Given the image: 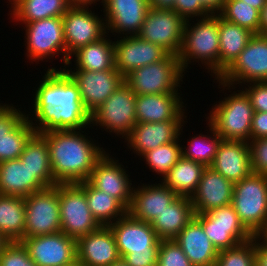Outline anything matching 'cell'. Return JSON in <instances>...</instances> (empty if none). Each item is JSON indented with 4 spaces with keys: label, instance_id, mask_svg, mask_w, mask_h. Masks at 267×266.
<instances>
[{
    "label": "cell",
    "instance_id": "1",
    "mask_svg": "<svg viewBox=\"0 0 267 266\" xmlns=\"http://www.w3.org/2000/svg\"><path fill=\"white\" fill-rule=\"evenodd\" d=\"M42 79L31 103L34 117L31 119L30 114H26L34 131L46 133L90 128V113L83 106L80 90L73 79L61 67L60 70L48 68Z\"/></svg>",
    "mask_w": 267,
    "mask_h": 266
},
{
    "label": "cell",
    "instance_id": "2",
    "mask_svg": "<svg viewBox=\"0 0 267 266\" xmlns=\"http://www.w3.org/2000/svg\"><path fill=\"white\" fill-rule=\"evenodd\" d=\"M40 134L48 143L50 164L56 184L87 181L97 161L106 153L103 147H99L98 142L94 143L82 129L52 130Z\"/></svg>",
    "mask_w": 267,
    "mask_h": 266
},
{
    "label": "cell",
    "instance_id": "3",
    "mask_svg": "<svg viewBox=\"0 0 267 266\" xmlns=\"http://www.w3.org/2000/svg\"><path fill=\"white\" fill-rule=\"evenodd\" d=\"M191 26L185 21L183 40L178 58L185 74L188 64L201 61L215 79L219 77V14L197 18ZM197 59V60H196ZM193 60V61H192Z\"/></svg>",
    "mask_w": 267,
    "mask_h": 266
},
{
    "label": "cell",
    "instance_id": "4",
    "mask_svg": "<svg viewBox=\"0 0 267 266\" xmlns=\"http://www.w3.org/2000/svg\"><path fill=\"white\" fill-rule=\"evenodd\" d=\"M231 205L253 236L267 233V175L254 174L233 186Z\"/></svg>",
    "mask_w": 267,
    "mask_h": 266
},
{
    "label": "cell",
    "instance_id": "5",
    "mask_svg": "<svg viewBox=\"0 0 267 266\" xmlns=\"http://www.w3.org/2000/svg\"><path fill=\"white\" fill-rule=\"evenodd\" d=\"M233 91L213 105L208 121L223 140L250 141L254 108L243 90Z\"/></svg>",
    "mask_w": 267,
    "mask_h": 266
},
{
    "label": "cell",
    "instance_id": "6",
    "mask_svg": "<svg viewBox=\"0 0 267 266\" xmlns=\"http://www.w3.org/2000/svg\"><path fill=\"white\" fill-rule=\"evenodd\" d=\"M183 73L178 56L169 54L162 61L134 69L124 82L136 95L178 93Z\"/></svg>",
    "mask_w": 267,
    "mask_h": 266
},
{
    "label": "cell",
    "instance_id": "7",
    "mask_svg": "<svg viewBox=\"0 0 267 266\" xmlns=\"http://www.w3.org/2000/svg\"><path fill=\"white\" fill-rule=\"evenodd\" d=\"M214 80H217L218 86L221 85L219 88H223V91L235 89L234 85L237 84L242 86L247 83V86L252 82H267V37L265 34H254L234 62Z\"/></svg>",
    "mask_w": 267,
    "mask_h": 266
},
{
    "label": "cell",
    "instance_id": "8",
    "mask_svg": "<svg viewBox=\"0 0 267 266\" xmlns=\"http://www.w3.org/2000/svg\"><path fill=\"white\" fill-rule=\"evenodd\" d=\"M135 106L136 94L124 82L90 114V126L125 138L137 123Z\"/></svg>",
    "mask_w": 267,
    "mask_h": 266
},
{
    "label": "cell",
    "instance_id": "9",
    "mask_svg": "<svg viewBox=\"0 0 267 266\" xmlns=\"http://www.w3.org/2000/svg\"><path fill=\"white\" fill-rule=\"evenodd\" d=\"M61 231L78 239L95 231L101 225L93 217L85 196L78 184H58Z\"/></svg>",
    "mask_w": 267,
    "mask_h": 266
},
{
    "label": "cell",
    "instance_id": "10",
    "mask_svg": "<svg viewBox=\"0 0 267 266\" xmlns=\"http://www.w3.org/2000/svg\"><path fill=\"white\" fill-rule=\"evenodd\" d=\"M25 201V237L61 231L58 184L31 193Z\"/></svg>",
    "mask_w": 267,
    "mask_h": 266
},
{
    "label": "cell",
    "instance_id": "11",
    "mask_svg": "<svg viewBox=\"0 0 267 266\" xmlns=\"http://www.w3.org/2000/svg\"><path fill=\"white\" fill-rule=\"evenodd\" d=\"M89 9V6L71 5L62 17L66 64L77 49L109 35L105 18L95 15Z\"/></svg>",
    "mask_w": 267,
    "mask_h": 266
},
{
    "label": "cell",
    "instance_id": "12",
    "mask_svg": "<svg viewBox=\"0 0 267 266\" xmlns=\"http://www.w3.org/2000/svg\"><path fill=\"white\" fill-rule=\"evenodd\" d=\"M194 217L218 251L235 247L254 237L241 223L231 204L195 214Z\"/></svg>",
    "mask_w": 267,
    "mask_h": 266
},
{
    "label": "cell",
    "instance_id": "13",
    "mask_svg": "<svg viewBox=\"0 0 267 266\" xmlns=\"http://www.w3.org/2000/svg\"><path fill=\"white\" fill-rule=\"evenodd\" d=\"M26 55L39 63L45 58H52L62 53L64 67L66 66V45L62 17H51L26 23L25 27Z\"/></svg>",
    "mask_w": 267,
    "mask_h": 266
},
{
    "label": "cell",
    "instance_id": "14",
    "mask_svg": "<svg viewBox=\"0 0 267 266\" xmlns=\"http://www.w3.org/2000/svg\"><path fill=\"white\" fill-rule=\"evenodd\" d=\"M184 25L185 20L174 10L150 7L137 35L160 46L169 54L178 56L182 46Z\"/></svg>",
    "mask_w": 267,
    "mask_h": 266
},
{
    "label": "cell",
    "instance_id": "15",
    "mask_svg": "<svg viewBox=\"0 0 267 266\" xmlns=\"http://www.w3.org/2000/svg\"><path fill=\"white\" fill-rule=\"evenodd\" d=\"M21 242L37 266H66L77 260L76 239L62 231L25 237Z\"/></svg>",
    "mask_w": 267,
    "mask_h": 266
},
{
    "label": "cell",
    "instance_id": "16",
    "mask_svg": "<svg viewBox=\"0 0 267 266\" xmlns=\"http://www.w3.org/2000/svg\"><path fill=\"white\" fill-rule=\"evenodd\" d=\"M62 68L78 85L83 106L91 114L124 83V77L117 69L87 71Z\"/></svg>",
    "mask_w": 267,
    "mask_h": 266
},
{
    "label": "cell",
    "instance_id": "17",
    "mask_svg": "<svg viewBox=\"0 0 267 266\" xmlns=\"http://www.w3.org/2000/svg\"><path fill=\"white\" fill-rule=\"evenodd\" d=\"M109 227L121 258L129 253H158L160 238L151 223L136 220L127 213Z\"/></svg>",
    "mask_w": 267,
    "mask_h": 266
},
{
    "label": "cell",
    "instance_id": "18",
    "mask_svg": "<svg viewBox=\"0 0 267 266\" xmlns=\"http://www.w3.org/2000/svg\"><path fill=\"white\" fill-rule=\"evenodd\" d=\"M11 105L5 103L0 108V163L20 158L25 144L35 133L26 113Z\"/></svg>",
    "mask_w": 267,
    "mask_h": 266
},
{
    "label": "cell",
    "instance_id": "19",
    "mask_svg": "<svg viewBox=\"0 0 267 266\" xmlns=\"http://www.w3.org/2000/svg\"><path fill=\"white\" fill-rule=\"evenodd\" d=\"M114 41L115 68L125 77L131 71L164 60L169 53L138 35H123Z\"/></svg>",
    "mask_w": 267,
    "mask_h": 266
},
{
    "label": "cell",
    "instance_id": "20",
    "mask_svg": "<svg viewBox=\"0 0 267 266\" xmlns=\"http://www.w3.org/2000/svg\"><path fill=\"white\" fill-rule=\"evenodd\" d=\"M118 161L106 152L95 164L88 181L95 188L117 199L128 210L134 187H131L132 180Z\"/></svg>",
    "mask_w": 267,
    "mask_h": 266
},
{
    "label": "cell",
    "instance_id": "21",
    "mask_svg": "<svg viewBox=\"0 0 267 266\" xmlns=\"http://www.w3.org/2000/svg\"><path fill=\"white\" fill-rule=\"evenodd\" d=\"M184 119H174L162 122L136 123L134 128L124 138L129 149L141 156L149 150L161 145L175 142L181 132ZM181 129V130H180Z\"/></svg>",
    "mask_w": 267,
    "mask_h": 266
},
{
    "label": "cell",
    "instance_id": "22",
    "mask_svg": "<svg viewBox=\"0 0 267 266\" xmlns=\"http://www.w3.org/2000/svg\"><path fill=\"white\" fill-rule=\"evenodd\" d=\"M101 5L107 31L115 36L137 35L150 8L148 0H103Z\"/></svg>",
    "mask_w": 267,
    "mask_h": 266
},
{
    "label": "cell",
    "instance_id": "23",
    "mask_svg": "<svg viewBox=\"0 0 267 266\" xmlns=\"http://www.w3.org/2000/svg\"><path fill=\"white\" fill-rule=\"evenodd\" d=\"M76 252L77 260L85 266H110L121 258L109 226H100L79 237Z\"/></svg>",
    "mask_w": 267,
    "mask_h": 266
},
{
    "label": "cell",
    "instance_id": "24",
    "mask_svg": "<svg viewBox=\"0 0 267 266\" xmlns=\"http://www.w3.org/2000/svg\"><path fill=\"white\" fill-rule=\"evenodd\" d=\"M234 184L215 171L205 168L196 191L190 197L195 214H203L212 209L230 205Z\"/></svg>",
    "mask_w": 267,
    "mask_h": 266
},
{
    "label": "cell",
    "instance_id": "25",
    "mask_svg": "<svg viewBox=\"0 0 267 266\" xmlns=\"http://www.w3.org/2000/svg\"><path fill=\"white\" fill-rule=\"evenodd\" d=\"M161 183L143 184L133 188V195L127 213L134 219L151 223L177 197L169 187Z\"/></svg>",
    "mask_w": 267,
    "mask_h": 266
},
{
    "label": "cell",
    "instance_id": "26",
    "mask_svg": "<svg viewBox=\"0 0 267 266\" xmlns=\"http://www.w3.org/2000/svg\"><path fill=\"white\" fill-rule=\"evenodd\" d=\"M210 167L233 184L251 175L253 171L248 142L222 139Z\"/></svg>",
    "mask_w": 267,
    "mask_h": 266
},
{
    "label": "cell",
    "instance_id": "27",
    "mask_svg": "<svg viewBox=\"0 0 267 266\" xmlns=\"http://www.w3.org/2000/svg\"><path fill=\"white\" fill-rule=\"evenodd\" d=\"M180 95V92L136 95L137 123L186 119V109H182L185 106Z\"/></svg>",
    "mask_w": 267,
    "mask_h": 266
},
{
    "label": "cell",
    "instance_id": "28",
    "mask_svg": "<svg viewBox=\"0 0 267 266\" xmlns=\"http://www.w3.org/2000/svg\"><path fill=\"white\" fill-rule=\"evenodd\" d=\"M193 266H214L219 251L205 234L201 223L193 219L174 239Z\"/></svg>",
    "mask_w": 267,
    "mask_h": 266
},
{
    "label": "cell",
    "instance_id": "29",
    "mask_svg": "<svg viewBox=\"0 0 267 266\" xmlns=\"http://www.w3.org/2000/svg\"><path fill=\"white\" fill-rule=\"evenodd\" d=\"M42 189L19 158L0 163V194L25 198Z\"/></svg>",
    "mask_w": 267,
    "mask_h": 266
},
{
    "label": "cell",
    "instance_id": "30",
    "mask_svg": "<svg viewBox=\"0 0 267 266\" xmlns=\"http://www.w3.org/2000/svg\"><path fill=\"white\" fill-rule=\"evenodd\" d=\"M19 159L44 188L56 185L50 164V150L42 134L35 132L30 137Z\"/></svg>",
    "mask_w": 267,
    "mask_h": 266
},
{
    "label": "cell",
    "instance_id": "31",
    "mask_svg": "<svg viewBox=\"0 0 267 266\" xmlns=\"http://www.w3.org/2000/svg\"><path fill=\"white\" fill-rule=\"evenodd\" d=\"M194 215L190 198L178 196L160 215H157L151 225L160 240H172Z\"/></svg>",
    "mask_w": 267,
    "mask_h": 266
},
{
    "label": "cell",
    "instance_id": "32",
    "mask_svg": "<svg viewBox=\"0 0 267 266\" xmlns=\"http://www.w3.org/2000/svg\"><path fill=\"white\" fill-rule=\"evenodd\" d=\"M107 35L102 39L89 43L73 52L65 66L70 67L73 56L75 57V70L106 71L115 68L114 41L107 39ZM72 56V57H71ZM69 65V66H67Z\"/></svg>",
    "mask_w": 267,
    "mask_h": 266
},
{
    "label": "cell",
    "instance_id": "33",
    "mask_svg": "<svg viewBox=\"0 0 267 266\" xmlns=\"http://www.w3.org/2000/svg\"><path fill=\"white\" fill-rule=\"evenodd\" d=\"M254 33L219 15V76L234 62Z\"/></svg>",
    "mask_w": 267,
    "mask_h": 266
},
{
    "label": "cell",
    "instance_id": "34",
    "mask_svg": "<svg viewBox=\"0 0 267 266\" xmlns=\"http://www.w3.org/2000/svg\"><path fill=\"white\" fill-rule=\"evenodd\" d=\"M9 3L12 9L9 11L11 18L15 22H22L21 24L51 17H63L71 6L68 0H10Z\"/></svg>",
    "mask_w": 267,
    "mask_h": 266
},
{
    "label": "cell",
    "instance_id": "35",
    "mask_svg": "<svg viewBox=\"0 0 267 266\" xmlns=\"http://www.w3.org/2000/svg\"><path fill=\"white\" fill-rule=\"evenodd\" d=\"M206 166L181 157L162 182L176 195L190 198L196 191Z\"/></svg>",
    "mask_w": 267,
    "mask_h": 266
},
{
    "label": "cell",
    "instance_id": "36",
    "mask_svg": "<svg viewBox=\"0 0 267 266\" xmlns=\"http://www.w3.org/2000/svg\"><path fill=\"white\" fill-rule=\"evenodd\" d=\"M78 184L85 190L88 207L101 226H109L127 214V209L117 199L95 188L88 180Z\"/></svg>",
    "mask_w": 267,
    "mask_h": 266
},
{
    "label": "cell",
    "instance_id": "37",
    "mask_svg": "<svg viewBox=\"0 0 267 266\" xmlns=\"http://www.w3.org/2000/svg\"><path fill=\"white\" fill-rule=\"evenodd\" d=\"M0 232L10 241L25 238V201L23 197L0 194Z\"/></svg>",
    "mask_w": 267,
    "mask_h": 266
},
{
    "label": "cell",
    "instance_id": "38",
    "mask_svg": "<svg viewBox=\"0 0 267 266\" xmlns=\"http://www.w3.org/2000/svg\"><path fill=\"white\" fill-rule=\"evenodd\" d=\"M209 132L211 134H197L188 142V146L181 145L182 157L188 160L198 162L206 167L211 166L217 153L218 145L222 138L216 132L212 124L207 120ZM184 147V148H183Z\"/></svg>",
    "mask_w": 267,
    "mask_h": 266
},
{
    "label": "cell",
    "instance_id": "39",
    "mask_svg": "<svg viewBox=\"0 0 267 266\" xmlns=\"http://www.w3.org/2000/svg\"><path fill=\"white\" fill-rule=\"evenodd\" d=\"M219 15L254 34H260V11L241 0H225Z\"/></svg>",
    "mask_w": 267,
    "mask_h": 266
},
{
    "label": "cell",
    "instance_id": "40",
    "mask_svg": "<svg viewBox=\"0 0 267 266\" xmlns=\"http://www.w3.org/2000/svg\"><path fill=\"white\" fill-rule=\"evenodd\" d=\"M179 138L175 142L161 145L155 149L149 150L144 153L141 157L146 161L150 170L155 171L159 176H164L171 170V168L178 162L182 157L181 144Z\"/></svg>",
    "mask_w": 267,
    "mask_h": 266
},
{
    "label": "cell",
    "instance_id": "41",
    "mask_svg": "<svg viewBox=\"0 0 267 266\" xmlns=\"http://www.w3.org/2000/svg\"><path fill=\"white\" fill-rule=\"evenodd\" d=\"M256 236L235 247L220 250L214 266H255Z\"/></svg>",
    "mask_w": 267,
    "mask_h": 266
},
{
    "label": "cell",
    "instance_id": "42",
    "mask_svg": "<svg viewBox=\"0 0 267 266\" xmlns=\"http://www.w3.org/2000/svg\"><path fill=\"white\" fill-rule=\"evenodd\" d=\"M156 266H193L174 240H160Z\"/></svg>",
    "mask_w": 267,
    "mask_h": 266
},
{
    "label": "cell",
    "instance_id": "43",
    "mask_svg": "<svg viewBox=\"0 0 267 266\" xmlns=\"http://www.w3.org/2000/svg\"><path fill=\"white\" fill-rule=\"evenodd\" d=\"M0 266H37L21 241L9 242L0 253Z\"/></svg>",
    "mask_w": 267,
    "mask_h": 266
},
{
    "label": "cell",
    "instance_id": "44",
    "mask_svg": "<svg viewBox=\"0 0 267 266\" xmlns=\"http://www.w3.org/2000/svg\"><path fill=\"white\" fill-rule=\"evenodd\" d=\"M248 144L253 173L267 175V138L252 139Z\"/></svg>",
    "mask_w": 267,
    "mask_h": 266
},
{
    "label": "cell",
    "instance_id": "45",
    "mask_svg": "<svg viewBox=\"0 0 267 266\" xmlns=\"http://www.w3.org/2000/svg\"><path fill=\"white\" fill-rule=\"evenodd\" d=\"M185 21L204 18L211 15L201 4L200 0H175L174 9ZM195 17V18H194ZM194 18V19H193Z\"/></svg>",
    "mask_w": 267,
    "mask_h": 266
},
{
    "label": "cell",
    "instance_id": "46",
    "mask_svg": "<svg viewBox=\"0 0 267 266\" xmlns=\"http://www.w3.org/2000/svg\"><path fill=\"white\" fill-rule=\"evenodd\" d=\"M242 90L249 97L254 111L267 112V82H252Z\"/></svg>",
    "mask_w": 267,
    "mask_h": 266
},
{
    "label": "cell",
    "instance_id": "47",
    "mask_svg": "<svg viewBox=\"0 0 267 266\" xmlns=\"http://www.w3.org/2000/svg\"><path fill=\"white\" fill-rule=\"evenodd\" d=\"M158 253H129L123 257L128 266H156Z\"/></svg>",
    "mask_w": 267,
    "mask_h": 266
},
{
    "label": "cell",
    "instance_id": "48",
    "mask_svg": "<svg viewBox=\"0 0 267 266\" xmlns=\"http://www.w3.org/2000/svg\"><path fill=\"white\" fill-rule=\"evenodd\" d=\"M267 138V112H254L250 140Z\"/></svg>",
    "mask_w": 267,
    "mask_h": 266
},
{
    "label": "cell",
    "instance_id": "49",
    "mask_svg": "<svg viewBox=\"0 0 267 266\" xmlns=\"http://www.w3.org/2000/svg\"><path fill=\"white\" fill-rule=\"evenodd\" d=\"M255 266H267V238L265 236H256Z\"/></svg>",
    "mask_w": 267,
    "mask_h": 266
},
{
    "label": "cell",
    "instance_id": "50",
    "mask_svg": "<svg viewBox=\"0 0 267 266\" xmlns=\"http://www.w3.org/2000/svg\"><path fill=\"white\" fill-rule=\"evenodd\" d=\"M202 6L211 14H219L223 8L225 0H200Z\"/></svg>",
    "mask_w": 267,
    "mask_h": 266
},
{
    "label": "cell",
    "instance_id": "51",
    "mask_svg": "<svg viewBox=\"0 0 267 266\" xmlns=\"http://www.w3.org/2000/svg\"><path fill=\"white\" fill-rule=\"evenodd\" d=\"M149 5L155 9H174L175 0H148Z\"/></svg>",
    "mask_w": 267,
    "mask_h": 266
},
{
    "label": "cell",
    "instance_id": "52",
    "mask_svg": "<svg viewBox=\"0 0 267 266\" xmlns=\"http://www.w3.org/2000/svg\"><path fill=\"white\" fill-rule=\"evenodd\" d=\"M267 32V1L263 9L260 11V34Z\"/></svg>",
    "mask_w": 267,
    "mask_h": 266
},
{
    "label": "cell",
    "instance_id": "53",
    "mask_svg": "<svg viewBox=\"0 0 267 266\" xmlns=\"http://www.w3.org/2000/svg\"><path fill=\"white\" fill-rule=\"evenodd\" d=\"M241 1L261 11L265 6L267 0H241Z\"/></svg>",
    "mask_w": 267,
    "mask_h": 266
},
{
    "label": "cell",
    "instance_id": "54",
    "mask_svg": "<svg viewBox=\"0 0 267 266\" xmlns=\"http://www.w3.org/2000/svg\"><path fill=\"white\" fill-rule=\"evenodd\" d=\"M100 0H68L70 5L90 6ZM103 3V0L100 2Z\"/></svg>",
    "mask_w": 267,
    "mask_h": 266
},
{
    "label": "cell",
    "instance_id": "55",
    "mask_svg": "<svg viewBox=\"0 0 267 266\" xmlns=\"http://www.w3.org/2000/svg\"><path fill=\"white\" fill-rule=\"evenodd\" d=\"M10 241L0 232V253Z\"/></svg>",
    "mask_w": 267,
    "mask_h": 266
},
{
    "label": "cell",
    "instance_id": "56",
    "mask_svg": "<svg viewBox=\"0 0 267 266\" xmlns=\"http://www.w3.org/2000/svg\"><path fill=\"white\" fill-rule=\"evenodd\" d=\"M110 266H128L127 263L123 260V258H120Z\"/></svg>",
    "mask_w": 267,
    "mask_h": 266
},
{
    "label": "cell",
    "instance_id": "57",
    "mask_svg": "<svg viewBox=\"0 0 267 266\" xmlns=\"http://www.w3.org/2000/svg\"><path fill=\"white\" fill-rule=\"evenodd\" d=\"M66 266H85V265L82 264L80 261L75 260L72 264Z\"/></svg>",
    "mask_w": 267,
    "mask_h": 266
}]
</instances>
